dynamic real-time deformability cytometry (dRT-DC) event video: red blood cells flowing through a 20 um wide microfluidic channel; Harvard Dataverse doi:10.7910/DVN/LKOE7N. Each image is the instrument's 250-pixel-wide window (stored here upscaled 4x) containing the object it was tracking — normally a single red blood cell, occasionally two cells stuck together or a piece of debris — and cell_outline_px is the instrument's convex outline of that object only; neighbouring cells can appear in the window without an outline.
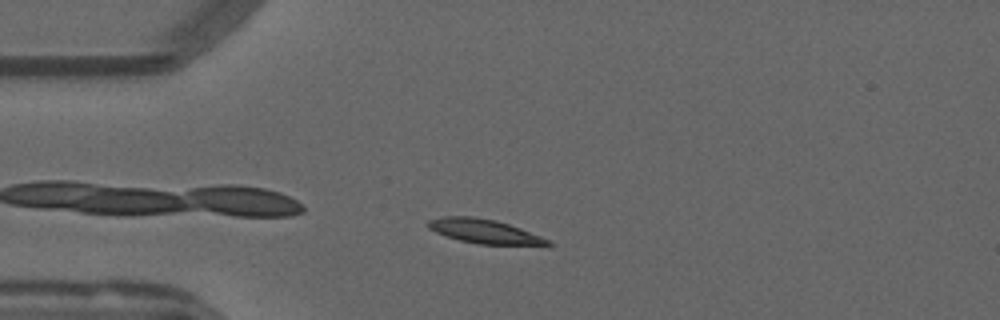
{"species": "common noctule bat (a hibernating species)", "species_latin": "Nyctalus noctula", "temperature_condition": "warm", "stored_images_in_passage": 43, "camera_frame_rate_fps": 3000, "um_per_image_px": 0.085, "animal": {"sex": "male", "forearm_length_mm": 52.5}, "frame": {"image": 1, "passage_image": 3, "time_ms": 0.667, "image_size_px": [1000, 320], "cell_outline_px": [[552, 244], [548, 248], [480, 244], [460, 240], [436, 232], [428, 228], [424, 224], [428, 220], [444, 216], [472, 216], [496, 220], [520, 228], [540, 236], [548, 240]], "centroid_in_image_um": [41.28, 19.7], "position_along_channel_um": 43.7, "area_um2": 17.46}}
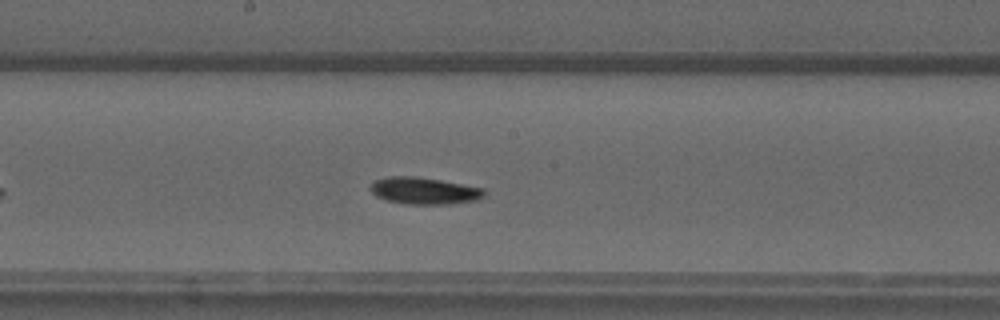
{"frame": {"image": 2, "passage_image": 18, "time_ms": 5.667, "image_size_px": [1000, 320], "cell_outline_px": [[484, 196], [480, 200], [448, 204], [408, 204], [388, 200], [376, 196], [368, 188], [376, 180], [388, 176], [412, 176], [440, 180], [484, 188]], "centroid_in_image_um": [36.07, 16.22], "position_along_channel_um": 212.1, "area_um2": 17.74}}
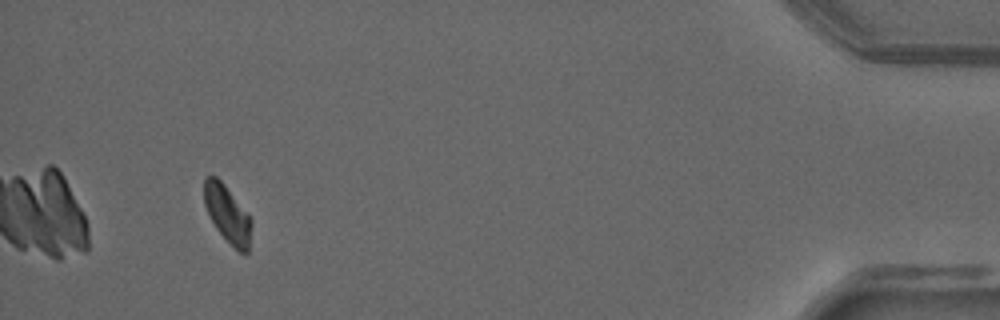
{"frame": {"image": 3, "passage_image": 40, "time_ms": 13.0, "image_size_px": [1000, 320], "cell_outline_px": [[252, 224], [248, 252], [240, 252], [216, 228], [204, 204], [204, 176], [216, 176], [224, 184], [252, 220]], "centroid_in_image_um": [19.32, 18.16], "position_along_channel_um": 415.9, "area_um2": 15.26}, "authors_computed_cell_mechanics": {"area_um2": 17.1088, "velocity_mm_per_s": 3.7755, "shape_relaxation_time_tau1_ms": 6.2324, "shape_relaxation_time_tau2_ms": null, "deformation_change_tau1": 0.1902, "deformation_change_tau2": null}}